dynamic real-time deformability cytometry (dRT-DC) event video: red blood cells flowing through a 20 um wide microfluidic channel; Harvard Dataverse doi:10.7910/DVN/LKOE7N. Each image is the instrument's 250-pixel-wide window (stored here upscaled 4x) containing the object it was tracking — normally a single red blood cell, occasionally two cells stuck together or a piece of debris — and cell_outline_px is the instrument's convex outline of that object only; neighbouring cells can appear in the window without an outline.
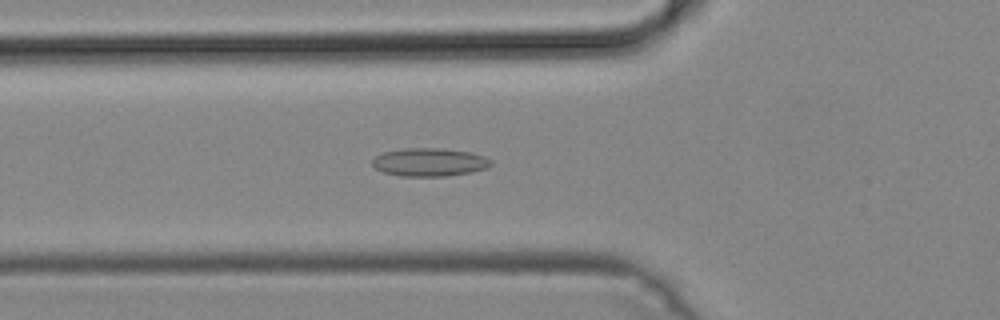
{"species": "common noctule bat (a hibernating species)", "species_latin": "Nyctalus noctula", "temperature_condition": "cold", "stored_images_in_passage": 43, "camera_frame_rate_fps": 3000, "um_per_image_px": 0.085, "animal": {"sex": "male", "body_mass_g": 19.2, "forearm_length_mm": 51.8}, "frame": {"image": 1, "passage_image": 11, "time_ms": 3.333, "image_size_px": [1000, 320], "cell_outline_px": [[492, 164], [488, 168], [472, 172], [448, 176], [400, 176], [384, 172], [376, 168], [372, 164], [372, 160], [376, 156], [384, 152], [404, 148], [440, 148], [472, 152], [484, 156], [492, 160]], "centroid_in_image_um": [36.54, 13.78], "position_along_channel_um": 89.3, "area_um2": 19.59}}
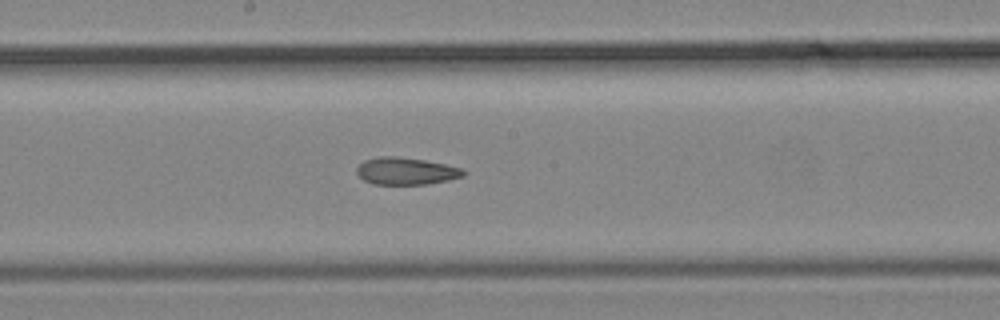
{"frame": {"image": 2, "passage_image": 20, "time_ms": 6.333, "image_size_px": [1000, 320], "cell_outline_px": [[468, 172], [464, 176], [448, 180], [428, 184], [372, 184], [364, 180], [356, 172], [356, 168], [364, 160], [380, 156], [396, 156], [424, 160], [444, 164], [460, 168]], "centroid_in_image_um": [34.51, 14.54], "position_along_channel_um": 213.7, "area_um2": 16.88}}
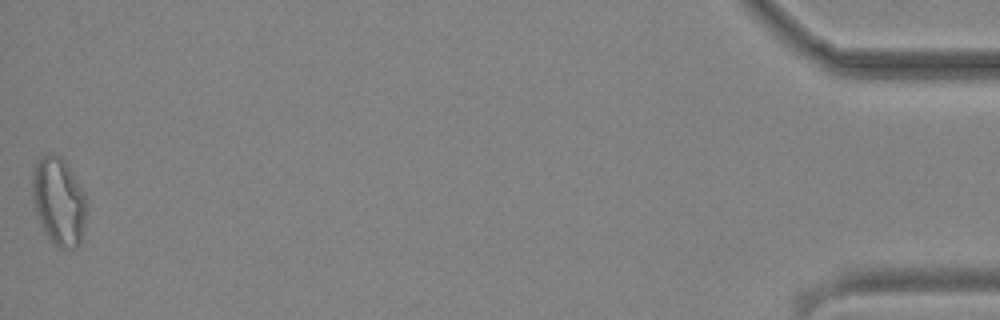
{"frame": {"image": 3, "passage_image": 43, "time_ms": 14.0, "image_size_px": [1000, 320], "cell_outline_px": [[84, 232], [80, 244], [76, 248], [60, 248], [48, 236], [36, 212], [32, 196], [32, 172], [36, 160], [40, 156], [48, 152], [52, 152], [60, 156], [68, 164], [84, 192]], "centroid_in_image_um": [4.98, 17.04], "position_along_channel_um": 430.2, "area_um2": 27.57}}